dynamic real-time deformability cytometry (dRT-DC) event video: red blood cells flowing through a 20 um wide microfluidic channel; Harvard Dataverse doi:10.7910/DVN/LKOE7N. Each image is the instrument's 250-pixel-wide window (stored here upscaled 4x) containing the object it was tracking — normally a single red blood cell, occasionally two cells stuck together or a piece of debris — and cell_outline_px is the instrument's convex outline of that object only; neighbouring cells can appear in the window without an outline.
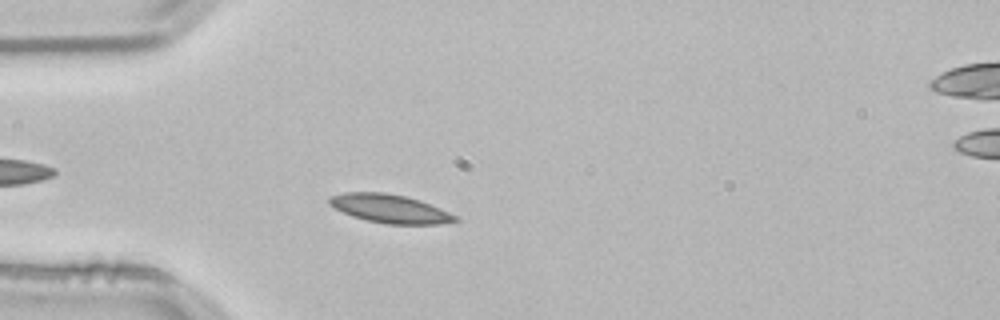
{"species": "common noctule bat (a hibernating species)", "species_latin": "Nyctalus noctula", "temperature_condition": "room temperature", "stored_images_in_passage": 41, "camera_frame_rate_fps": 3000, "um_per_image_px": 0.085, "animal": {"sex": "male", "body_mass_g": 21.5, "forearm_length_mm": 52.0}, "frame": {"image": 1, "passage_image": 2, "time_ms": 0.333, "image_size_px": [1000, 320], "cell_outline_px": [[460, 220], [440, 224], [384, 224], [352, 216], [328, 204], [328, 196], [344, 192], [384, 192], [404, 196], [420, 200], [460, 216]], "centroid_in_image_um": [33.16, 17.73], "position_along_channel_um": 51.8, "area_um2": 21.04}}
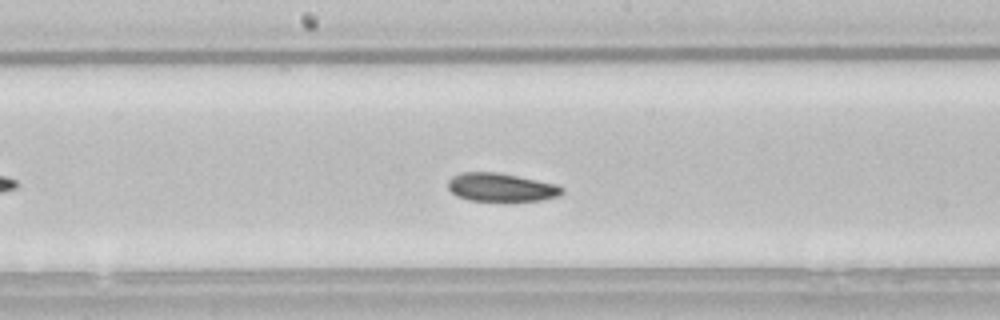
{"frame": {"image": 2, "passage_image": 15, "time_ms": 4.667, "image_size_px": [1000, 320], "cell_outline_px": [[564, 192], [560, 196], [540, 200], [504, 204], [468, 200], [456, 196], [448, 188], [448, 180], [452, 176], [460, 172], [496, 172], [556, 184], [564, 188]], "centroid_in_image_um": [42.59, 15.98], "position_along_channel_um": 205.6, "area_um2": 19.71}}
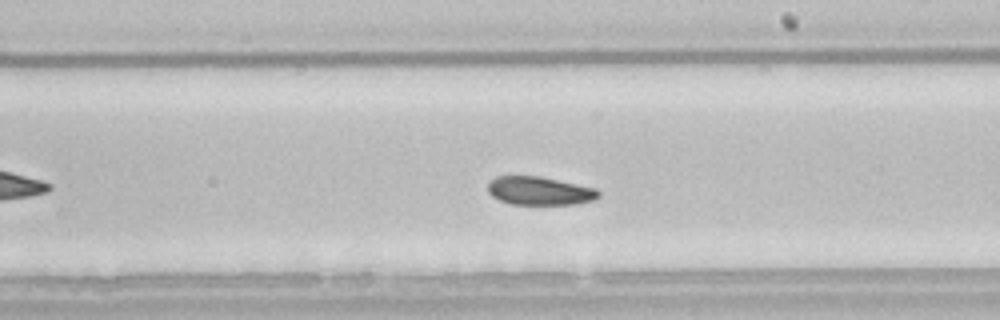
{"frame": {"image": 3, "passage_image": 18, "time_ms": 5.667, "image_size_px": [1000, 320], "cell_outline_px": [[600, 196], [592, 200], [576, 204], [512, 204], [500, 200], [492, 196], [488, 192], [488, 184], [496, 176], [540, 176], [596, 188], [600, 192]], "centroid_in_image_um": [45.87, 16.22], "position_along_channel_um": 243.1, "area_um2": 18.21}, "authors_computed_cell_mechanics": {"area_um2": 19.363, "velocity_mm_per_s": 3.7785, "shape_relaxation_time_tau1_ms": 5.288, "shape_relaxation_time_tau2_ms": null, "deformation_change_tau1": 0.0857, "deformation_change_tau2": null}}